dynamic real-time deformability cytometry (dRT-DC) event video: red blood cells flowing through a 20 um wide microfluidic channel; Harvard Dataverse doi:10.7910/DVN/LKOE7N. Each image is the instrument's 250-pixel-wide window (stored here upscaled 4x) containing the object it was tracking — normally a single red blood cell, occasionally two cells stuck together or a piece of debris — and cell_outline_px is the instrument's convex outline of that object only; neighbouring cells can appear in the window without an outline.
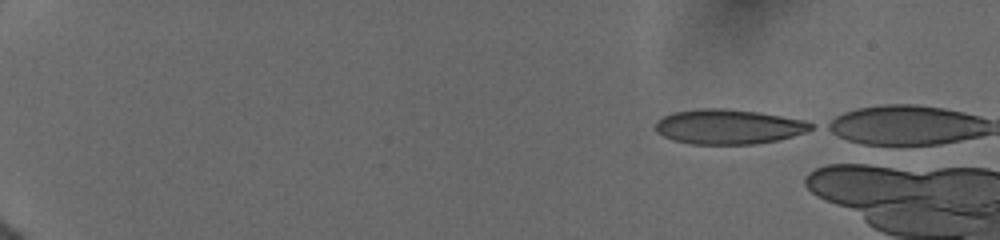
{"species": "human", "species_latin": "Homo sapiens", "temperature_condition": "cold", "stored_images_in_passage": 7, "camera_frame_rate_fps": 3000, "um_per_image_px": 0.085, "donor": {"sex": "female"}, "frame": {"image": 1, "passage_image": 1, "time_ms": 0.0, "image_size_px": [1000, 240], "cell_outline_px": [[812, 128], [804, 132], [792, 136], [776, 140], [752, 144], [692, 144], [676, 140], [664, 136], [656, 132], [656, 120], [672, 112], [700, 108], [724, 108], [756, 112], [804, 120], [812, 124]], "centroid_in_image_um": [61.87, 10.76], "position_along_channel_um": 23.1, "area_um2": 31.15}}